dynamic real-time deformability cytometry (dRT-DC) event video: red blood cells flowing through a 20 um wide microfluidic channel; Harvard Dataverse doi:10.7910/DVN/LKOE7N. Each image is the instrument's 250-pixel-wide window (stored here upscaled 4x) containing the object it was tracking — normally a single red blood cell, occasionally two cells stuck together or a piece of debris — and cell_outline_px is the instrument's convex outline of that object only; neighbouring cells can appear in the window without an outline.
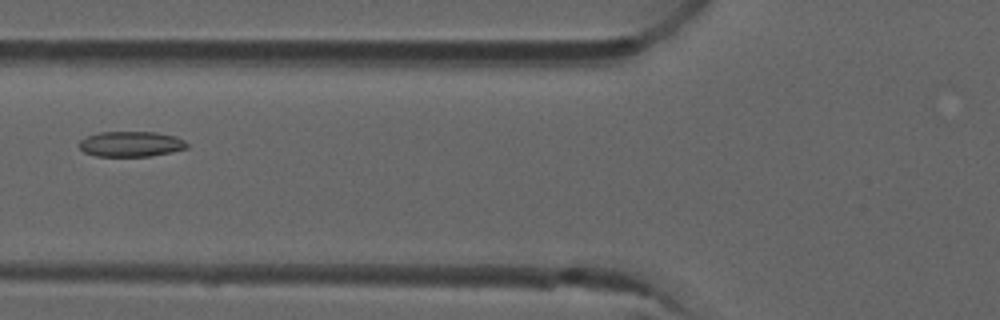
{"species": "common noctule bat (a hibernating species)", "species_latin": "Nyctalus noctula", "temperature_condition": "room temperature", "stored_images_in_passage": 3, "camera_frame_rate_fps": 3000, "um_per_image_px": 0.085, "animal": {"sex": "male", "forearm_length_mm": 52.5}, "frame": {"image": 1, "passage_image": 3, "time_ms": 0.667, "image_size_px": [1000, 320], "cell_outline_px": [[188, 148], [172, 152], [152, 156], [96, 156], [84, 152], [80, 148], [80, 140], [88, 136], [100, 132], [156, 132], [176, 136], [184, 140], [188, 144]], "centroid_in_image_um": [11.17, 12.24], "position_along_channel_um": 114.6, "area_um2": 15.95}}